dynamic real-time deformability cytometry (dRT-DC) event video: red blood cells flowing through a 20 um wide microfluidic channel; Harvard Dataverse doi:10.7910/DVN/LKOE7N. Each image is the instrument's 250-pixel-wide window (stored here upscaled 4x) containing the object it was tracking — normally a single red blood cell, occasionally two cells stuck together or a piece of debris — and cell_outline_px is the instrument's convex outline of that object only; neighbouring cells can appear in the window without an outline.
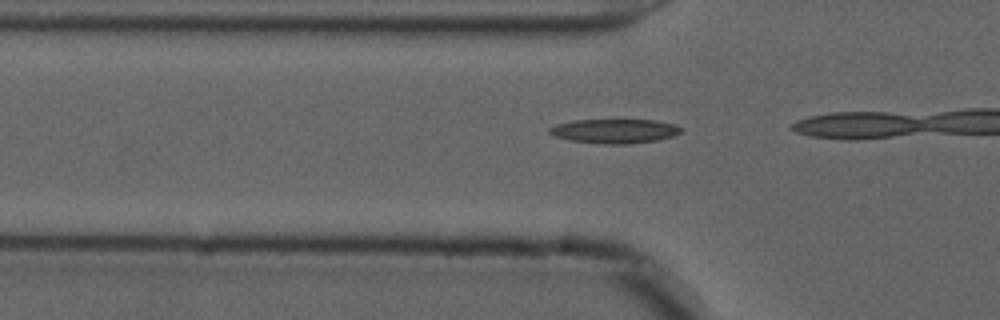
{"species": "common noctule bat (a hibernating species)", "species_latin": "Nyctalus noctula", "temperature_condition": "cold", "stored_images_in_passage": 8, "camera_frame_rate_fps": 3000, "um_per_image_px": 0.085, "animal": {"sex": "male", "forearm_length_mm": 52.5}, "frame": {"image": 1, "passage_image": 6, "time_ms": 1.667, "image_size_px": [1000, 320], "cell_outline_px": [[684, 132], [672, 136], [656, 140], [628, 144], [604, 144], [568, 140], [556, 136], [548, 132], [548, 128], [556, 124], [576, 120], [652, 120], [676, 124], [684, 128]], "centroid_in_image_um": [52.27, 11.14], "position_along_channel_um": 73.5, "area_um2": 18.67}}